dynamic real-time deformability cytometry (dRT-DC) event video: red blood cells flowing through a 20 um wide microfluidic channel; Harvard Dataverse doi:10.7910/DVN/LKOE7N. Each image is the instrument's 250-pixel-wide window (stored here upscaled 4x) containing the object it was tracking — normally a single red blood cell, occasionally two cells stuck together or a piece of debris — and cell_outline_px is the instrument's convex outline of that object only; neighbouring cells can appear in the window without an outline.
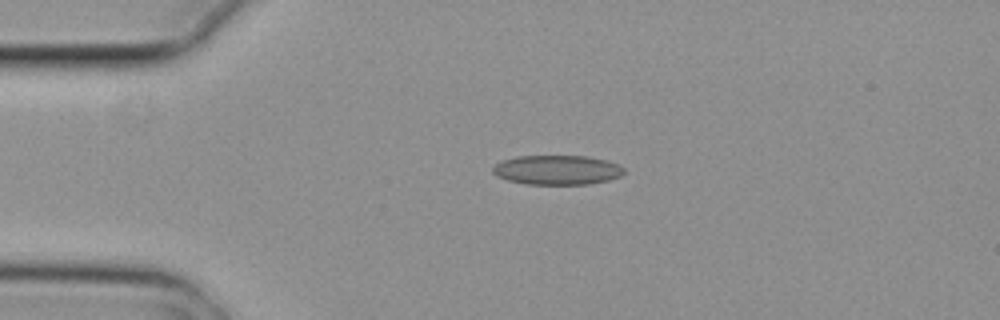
{"species": "common noctule bat (a hibernating species)", "species_latin": "Nyctalus noctula", "temperature_condition": "cold", "stored_images_in_passage": 2, "camera_frame_rate_fps": 3000, "um_per_image_px": 0.085, "animal": {"sex": "female", "body_mass_g": 29.2, "forearm_length_mm": 56.3}, "frame": {"image": 1, "passage_image": 2, "time_ms": 0.333, "image_size_px": [1000, 320], "cell_outline_px": [[624, 172], [620, 176], [608, 180], [588, 184], [524, 184], [508, 180], [496, 176], [492, 172], [492, 168], [496, 164], [504, 160], [516, 156], [584, 156], [604, 160], [616, 164], [624, 168]], "centroid_in_image_um": [47.32, 14.45], "position_along_channel_um": 37.7, "area_um2": 22.37}}